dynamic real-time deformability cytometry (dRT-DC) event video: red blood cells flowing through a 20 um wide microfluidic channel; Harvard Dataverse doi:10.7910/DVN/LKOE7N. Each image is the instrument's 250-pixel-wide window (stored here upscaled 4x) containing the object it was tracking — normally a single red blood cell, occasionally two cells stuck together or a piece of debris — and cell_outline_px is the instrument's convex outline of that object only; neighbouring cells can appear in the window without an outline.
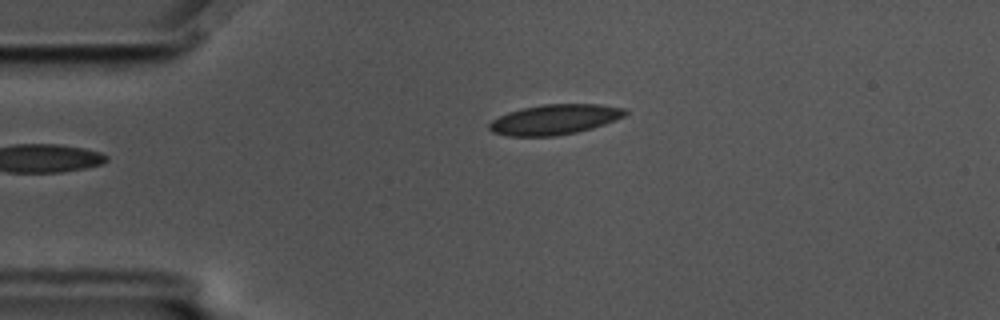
{"species": "common noctule bat (a hibernating species)", "species_latin": "Nyctalus noctula", "temperature_condition": "cold", "stored_images_in_passage": 37, "camera_frame_rate_fps": 3000, "um_per_image_px": 0.085, "animal": {"sex": "male", "body_mass_g": 17.5, "forearm_length_mm": 52.3}, "frame": {"image": 1, "passage_image": 1, "time_ms": 0.0, "image_size_px": [1000, 320], "cell_outline_px": [[628, 112], [624, 116], [616, 120], [592, 128], [576, 132], [556, 136], [508, 136], [492, 132], [488, 128], [488, 124], [492, 120], [508, 112], [524, 108], [544, 104], [600, 104], [624, 108]], "centroid_in_image_um": [47.15, 10.16], "position_along_channel_um": 37.9, "area_um2": 23.81}}
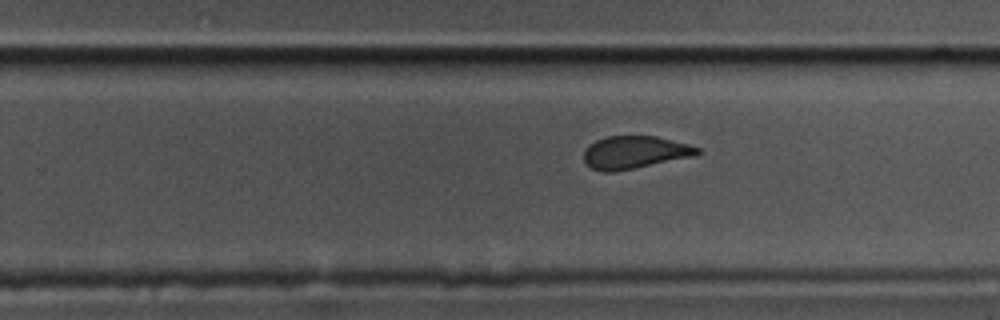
{"frame": {"image": 2, "passage_image": 24, "time_ms": 7.667, "image_size_px": [1000, 320], "cell_outline_px": [[700, 152], [696, 156], [612, 172], [604, 172], [592, 168], [584, 164], [584, 148], [588, 144], [596, 140], [608, 136], [656, 136], [688, 144], [700, 148]], "centroid_in_image_um": [53.92, 12.94], "position_along_channel_um": 275.9, "area_um2": 21.68}}
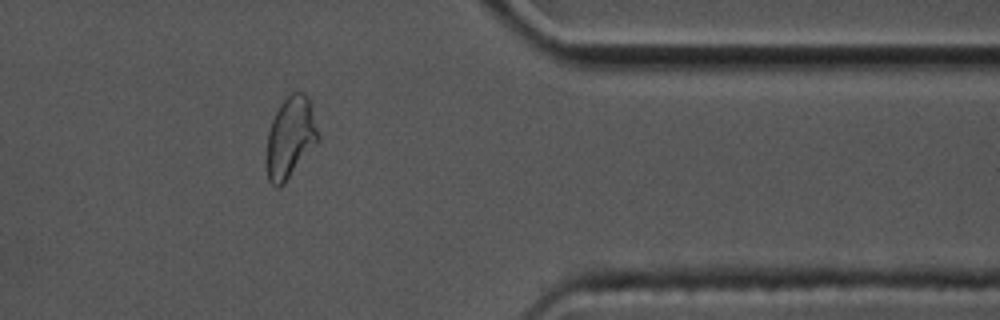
{"frame": {"image": 3, "passage_image": 35, "time_ms": 11.333, "image_size_px": [1000, 320], "cell_outline_px": [[320, 140], [284, 184], [280, 188], [276, 188], [268, 180], [268, 132], [272, 120], [280, 104], [292, 92], [304, 92], [308, 96], [312, 104], [320, 136]], "centroid_in_image_um": [24.73, 11.67], "position_along_channel_um": 386.7, "area_um2": 24.45}, "authors_computed_cell_mechanics": {"area_um2": 22.9466, "velocity_mm_per_s": 3.4937, "shape_relaxation_time_tau1_ms": null, "shape_relaxation_time_tau2_ms": 1.2101, "deformation_change_tau1": null, "deformation_change_tau2": 0.0515}}